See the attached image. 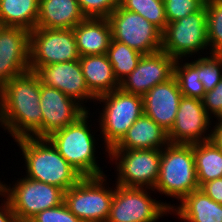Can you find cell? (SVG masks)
<instances>
[{
  "label": "cell",
  "mask_w": 222,
  "mask_h": 222,
  "mask_svg": "<svg viewBox=\"0 0 222 222\" xmlns=\"http://www.w3.org/2000/svg\"><path fill=\"white\" fill-rule=\"evenodd\" d=\"M198 76L205 92L212 90L222 79V54L198 56Z\"/></svg>",
  "instance_id": "cell-30"
},
{
  "label": "cell",
  "mask_w": 222,
  "mask_h": 222,
  "mask_svg": "<svg viewBox=\"0 0 222 222\" xmlns=\"http://www.w3.org/2000/svg\"><path fill=\"white\" fill-rule=\"evenodd\" d=\"M107 177H83L64 192V203L82 222L107 221L115 190Z\"/></svg>",
  "instance_id": "cell-7"
},
{
  "label": "cell",
  "mask_w": 222,
  "mask_h": 222,
  "mask_svg": "<svg viewBox=\"0 0 222 222\" xmlns=\"http://www.w3.org/2000/svg\"><path fill=\"white\" fill-rule=\"evenodd\" d=\"M26 168L27 178L57 186L64 191L83 177L58 152L48 138L25 137L15 140Z\"/></svg>",
  "instance_id": "cell-2"
},
{
  "label": "cell",
  "mask_w": 222,
  "mask_h": 222,
  "mask_svg": "<svg viewBox=\"0 0 222 222\" xmlns=\"http://www.w3.org/2000/svg\"><path fill=\"white\" fill-rule=\"evenodd\" d=\"M90 110H87L75 122L55 131L48 139L58 150L59 154L78 171L82 177L106 175L103 167L98 164L95 153L98 142L92 131ZM92 131V132H91ZM97 144V145H96ZM96 156V157H95Z\"/></svg>",
  "instance_id": "cell-3"
},
{
  "label": "cell",
  "mask_w": 222,
  "mask_h": 222,
  "mask_svg": "<svg viewBox=\"0 0 222 222\" xmlns=\"http://www.w3.org/2000/svg\"><path fill=\"white\" fill-rule=\"evenodd\" d=\"M86 18H108L120 0H78Z\"/></svg>",
  "instance_id": "cell-33"
},
{
  "label": "cell",
  "mask_w": 222,
  "mask_h": 222,
  "mask_svg": "<svg viewBox=\"0 0 222 222\" xmlns=\"http://www.w3.org/2000/svg\"><path fill=\"white\" fill-rule=\"evenodd\" d=\"M35 73L44 86L56 88L65 95L75 99L86 110H90L84 103L93 101L96 97L89 91L80 60L40 66Z\"/></svg>",
  "instance_id": "cell-15"
},
{
  "label": "cell",
  "mask_w": 222,
  "mask_h": 222,
  "mask_svg": "<svg viewBox=\"0 0 222 222\" xmlns=\"http://www.w3.org/2000/svg\"><path fill=\"white\" fill-rule=\"evenodd\" d=\"M73 32L80 57L107 54L112 40L108 18H86L73 28Z\"/></svg>",
  "instance_id": "cell-18"
},
{
  "label": "cell",
  "mask_w": 222,
  "mask_h": 222,
  "mask_svg": "<svg viewBox=\"0 0 222 222\" xmlns=\"http://www.w3.org/2000/svg\"><path fill=\"white\" fill-rule=\"evenodd\" d=\"M40 79L33 71L12 78L2 87L1 128L14 139L42 138Z\"/></svg>",
  "instance_id": "cell-1"
},
{
  "label": "cell",
  "mask_w": 222,
  "mask_h": 222,
  "mask_svg": "<svg viewBox=\"0 0 222 222\" xmlns=\"http://www.w3.org/2000/svg\"><path fill=\"white\" fill-rule=\"evenodd\" d=\"M211 119L201 99L182 96L174 125L167 133L169 143L194 144L210 140Z\"/></svg>",
  "instance_id": "cell-13"
},
{
  "label": "cell",
  "mask_w": 222,
  "mask_h": 222,
  "mask_svg": "<svg viewBox=\"0 0 222 222\" xmlns=\"http://www.w3.org/2000/svg\"><path fill=\"white\" fill-rule=\"evenodd\" d=\"M85 19L78 0H39L36 28L73 29Z\"/></svg>",
  "instance_id": "cell-19"
},
{
  "label": "cell",
  "mask_w": 222,
  "mask_h": 222,
  "mask_svg": "<svg viewBox=\"0 0 222 222\" xmlns=\"http://www.w3.org/2000/svg\"><path fill=\"white\" fill-rule=\"evenodd\" d=\"M208 48L205 5L186 17L167 23L162 32V50L175 60L193 58L195 54L201 56V52L208 55Z\"/></svg>",
  "instance_id": "cell-8"
},
{
  "label": "cell",
  "mask_w": 222,
  "mask_h": 222,
  "mask_svg": "<svg viewBox=\"0 0 222 222\" xmlns=\"http://www.w3.org/2000/svg\"><path fill=\"white\" fill-rule=\"evenodd\" d=\"M108 156L112 165H116V185L154 189L159 176L161 149H110Z\"/></svg>",
  "instance_id": "cell-10"
},
{
  "label": "cell",
  "mask_w": 222,
  "mask_h": 222,
  "mask_svg": "<svg viewBox=\"0 0 222 222\" xmlns=\"http://www.w3.org/2000/svg\"><path fill=\"white\" fill-rule=\"evenodd\" d=\"M40 109L42 111V138L75 122L87 110L75 99L56 88L40 82Z\"/></svg>",
  "instance_id": "cell-16"
},
{
  "label": "cell",
  "mask_w": 222,
  "mask_h": 222,
  "mask_svg": "<svg viewBox=\"0 0 222 222\" xmlns=\"http://www.w3.org/2000/svg\"><path fill=\"white\" fill-rule=\"evenodd\" d=\"M168 143L167 132L143 114L128 129L122 140L111 149H163Z\"/></svg>",
  "instance_id": "cell-20"
},
{
  "label": "cell",
  "mask_w": 222,
  "mask_h": 222,
  "mask_svg": "<svg viewBox=\"0 0 222 222\" xmlns=\"http://www.w3.org/2000/svg\"><path fill=\"white\" fill-rule=\"evenodd\" d=\"M30 31L5 26L0 32V54H29Z\"/></svg>",
  "instance_id": "cell-29"
},
{
  "label": "cell",
  "mask_w": 222,
  "mask_h": 222,
  "mask_svg": "<svg viewBox=\"0 0 222 222\" xmlns=\"http://www.w3.org/2000/svg\"><path fill=\"white\" fill-rule=\"evenodd\" d=\"M101 104L102 110L97 116L99 131L104 141V151L115 147L126 135L134 122L144 114L143 97L123 91L121 88L96 98L95 103Z\"/></svg>",
  "instance_id": "cell-5"
},
{
  "label": "cell",
  "mask_w": 222,
  "mask_h": 222,
  "mask_svg": "<svg viewBox=\"0 0 222 222\" xmlns=\"http://www.w3.org/2000/svg\"><path fill=\"white\" fill-rule=\"evenodd\" d=\"M79 60L86 85L96 98L120 88L107 54L85 55Z\"/></svg>",
  "instance_id": "cell-21"
},
{
  "label": "cell",
  "mask_w": 222,
  "mask_h": 222,
  "mask_svg": "<svg viewBox=\"0 0 222 222\" xmlns=\"http://www.w3.org/2000/svg\"><path fill=\"white\" fill-rule=\"evenodd\" d=\"M39 0H0V22L4 26L36 28Z\"/></svg>",
  "instance_id": "cell-23"
},
{
  "label": "cell",
  "mask_w": 222,
  "mask_h": 222,
  "mask_svg": "<svg viewBox=\"0 0 222 222\" xmlns=\"http://www.w3.org/2000/svg\"><path fill=\"white\" fill-rule=\"evenodd\" d=\"M184 61V62H183ZM179 59L174 65V77L183 96L203 99L205 90L198 76V58L193 61Z\"/></svg>",
  "instance_id": "cell-25"
},
{
  "label": "cell",
  "mask_w": 222,
  "mask_h": 222,
  "mask_svg": "<svg viewBox=\"0 0 222 222\" xmlns=\"http://www.w3.org/2000/svg\"><path fill=\"white\" fill-rule=\"evenodd\" d=\"M206 0H164L165 14L168 23L179 20L200 10Z\"/></svg>",
  "instance_id": "cell-32"
},
{
  "label": "cell",
  "mask_w": 222,
  "mask_h": 222,
  "mask_svg": "<svg viewBox=\"0 0 222 222\" xmlns=\"http://www.w3.org/2000/svg\"><path fill=\"white\" fill-rule=\"evenodd\" d=\"M0 197H4L0 205V222H20L14 214L13 210L11 209L10 203L1 192Z\"/></svg>",
  "instance_id": "cell-37"
},
{
  "label": "cell",
  "mask_w": 222,
  "mask_h": 222,
  "mask_svg": "<svg viewBox=\"0 0 222 222\" xmlns=\"http://www.w3.org/2000/svg\"><path fill=\"white\" fill-rule=\"evenodd\" d=\"M208 53L222 54V0H206Z\"/></svg>",
  "instance_id": "cell-28"
},
{
  "label": "cell",
  "mask_w": 222,
  "mask_h": 222,
  "mask_svg": "<svg viewBox=\"0 0 222 222\" xmlns=\"http://www.w3.org/2000/svg\"><path fill=\"white\" fill-rule=\"evenodd\" d=\"M30 71V54H0V86Z\"/></svg>",
  "instance_id": "cell-31"
},
{
  "label": "cell",
  "mask_w": 222,
  "mask_h": 222,
  "mask_svg": "<svg viewBox=\"0 0 222 222\" xmlns=\"http://www.w3.org/2000/svg\"><path fill=\"white\" fill-rule=\"evenodd\" d=\"M119 5L138 13L163 32L167 25L164 0H120Z\"/></svg>",
  "instance_id": "cell-27"
},
{
  "label": "cell",
  "mask_w": 222,
  "mask_h": 222,
  "mask_svg": "<svg viewBox=\"0 0 222 222\" xmlns=\"http://www.w3.org/2000/svg\"><path fill=\"white\" fill-rule=\"evenodd\" d=\"M3 183L0 180V192L10 203L19 221L31 219L39 212L64 202L63 189L26 176L18 178L13 185Z\"/></svg>",
  "instance_id": "cell-6"
},
{
  "label": "cell",
  "mask_w": 222,
  "mask_h": 222,
  "mask_svg": "<svg viewBox=\"0 0 222 222\" xmlns=\"http://www.w3.org/2000/svg\"><path fill=\"white\" fill-rule=\"evenodd\" d=\"M196 176L199 187L222 178V151L210 139L193 144Z\"/></svg>",
  "instance_id": "cell-24"
},
{
  "label": "cell",
  "mask_w": 222,
  "mask_h": 222,
  "mask_svg": "<svg viewBox=\"0 0 222 222\" xmlns=\"http://www.w3.org/2000/svg\"><path fill=\"white\" fill-rule=\"evenodd\" d=\"M30 71L40 66L80 58L73 29L35 28L30 31Z\"/></svg>",
  "instance_id": "cell-12"
},
{
  "label": "cell",
  "mask_w": 222,
  "mask_h": 222,
  "mask_svg": "<svg viewBox=\"0 0 222 222\" xmlns=\"http://www.w3.org/2000/svg\"><path fill=\"white\" fill-rule=\"evenodd\" d=\"M198 188L200 187L196 176L193 144L168 143L161 149L155 193L165 194L166 197L181 202Z\"/></svg>",
  "instance_id": "cell-4"
},
{
  "label": "cell",
  "mask_w": 222,
  "mask_h": 222,
  "mask_svg": "<svg viewBox=\"0 0 222 222\" xmlns=\"http://www.w3.org/2000/svg\"><path fill=\"white\" fill-rule=\"evenodd\" d=\"M211 140L222 151V118L212 121Z\"/></svg>",
  "instance_id": "cell-38"
},
{
  "label": "cell",
  "mask_w": 222,
  "mask_h": 222,
  "mask_svg": "<svg viewBox=\"0 0 222 222\" xmlns=\"http://www.w3.org/2000/svg\"><path fill=\"white\" fill-rule=\"evenodd\" d=\"M2 86H0V127H1V124H2V117H3V109H2V106H3V103H2Z\"/></svg>",
  "instance_id": "cell-39"
},
{
  "label": "cell",
  "mask_w": 222,
  "mask_h": 222,
  "mask_svg": "<svg viewBox=\"0 0 222 222\" xmlns=\"http://www.w3.org/2000/svg\"><path fill=\"white\" fill-rule=\"evenodd\" d=\"M182 93L176 78L155 85L143 97L144 114L167 133L174 125Z\"/></svg>",
  "instance_id": "cell-17"
},
{
  "label": "cell",
  "mask_w": 222,
  "mask_h": 222,
  "mask_svg": "<svg viewBox=\"0 0 222 222\" xmlns=\"http://www.w3.org/2000/svg\"><path fill=\"white\" fill-rule=\"evenodd\" d=\"M202 101L207 114L212 119L222 118V79L212 90L205 92Z\"/></svg>",
  "instance_id": "cell-35"
},
{
  "label": "cell",
  "mask_w": 222,
  "mask_h": 222,
  "mask_svg": "<svg viewBox=\"0 0 222 222\" xmlns=\"http://www.w3.org/2000/svg\"><path fill=\"white\" fill-rule=\"evenodd\" d=\"M31 219L34 222H82L64 202L57 207L39 212Z\"/></svg>",
  "instance_id": "cell-34"
},
{
  "label": "cell",
  "mask_w": 222,
  "mask_h": 222,
  "mask_svg": "<svg viewBox=\"0 0 222 222\" xmlns=\"http://www.w3.org/2000/svg\"><path fill=\"white\" fill-rule=\"evenodd\" d=\"M171 213L184 222H222V204L200 188L187 195Z\"/></svg>",
  "instance_id": "cell-22"
},
{
  "label": "cell",
  "mask_w": 222,
  "mask_h": 222,
  "mask_svg": "<svg viewBox=\"0 0 222 222\" xmlns=\"http://www.w3.org/2000/svg\"><path fill=\"white\" fill-rule=\"evenodd\" d=\"M20 222H34L32 219H25V220H22Z\"/></svg>",
  "instance_id": "cell-40"
},
{
  "label": "cell",
  "mask_w": 222,
  "mask_h": 222,
  "mask_svg": "<svg viewBox=\"0 0 222 222\" xmlns=\"http://www.w3.org/2000/svg\"><path fill=\"white\" fill-rule=\"evenodd\" d=\"M5 26L0 22V32Z\"/></svg>",
  "instance_id": "cell-41"
},
{
  "label": "cell",
  "mask_w": 222,
  "mask_h": 222,
  "mask_svg": "<svg viewBox=\"0 0 222 222\" xmlns=\"http://www.w3.org/2000/svg\"><path fill=\"white\" fill-rule=\"evenodd\" d=\"M175 62L163 50L144 54L137 67L120 82V88L125 92L144 96L155 85L174 76Z\"/></svg>",
  "instance_id": "cell-14"
},
{
  "label": "cell",
  "mask_w": 222,
  "mask_h": 222,
  "mask_svg": "<svg viewBox=\"0 0 222 222\" xmlns=\"http://www.w3.org/2000/svg\"><path fill=\"white\" fill-rule=\"evenodd\" d=\"M200 189L212 200L222 204V178H217L204 183Z\"/></svg>",
  "instance_id": "cell-36"
},
{
  "label": "cell",
  "mask_w": 222,
  "mask_h": 222,
  "mask_svg": "<svg viewBox=\"0 0 222 222\" xmlns=\"http://www.w3.org/2000/svg\"><path fill=\"white\" fill-rule=\"evenodd\" d=\"M114 185V196L106 222H158L163 216L172 215L171 210L175 204L153 199L150 193L154 189Z\"/></svg>",
  "instance_id": "cell-9"
},
{
  "label": "cell",
  "mask_w": 222,
  "mask_h": 222,
  "mask_svg": "<svg viewBox=\"0 0 222 222\" xmlns=\"http://www.w3.org/2000/svg\"><path fill=\"white\" fill-rule=\"evenodd\" d=\"M112 39L141 54L162 50V32L138 13L117 6L109 15Z\"/></svg>",
  "instance_id": "cell-11"
},
{
  "label": "cell",
  "mask_w": 222,
  "mask_h": 222,
  "mask_svg": "<svg viewBox=\"0 0 222 222\" xmlns=\"http://www.w3.org/2000/svg\"><path fill=\"white\" fill-rule=\"evenodd\" d=\"M107 56L113 67L114 76L120 83L137 67L143 54L112 39Z\"/></svg>",
  "instance_id": "cell-26"
}]
</instances>
